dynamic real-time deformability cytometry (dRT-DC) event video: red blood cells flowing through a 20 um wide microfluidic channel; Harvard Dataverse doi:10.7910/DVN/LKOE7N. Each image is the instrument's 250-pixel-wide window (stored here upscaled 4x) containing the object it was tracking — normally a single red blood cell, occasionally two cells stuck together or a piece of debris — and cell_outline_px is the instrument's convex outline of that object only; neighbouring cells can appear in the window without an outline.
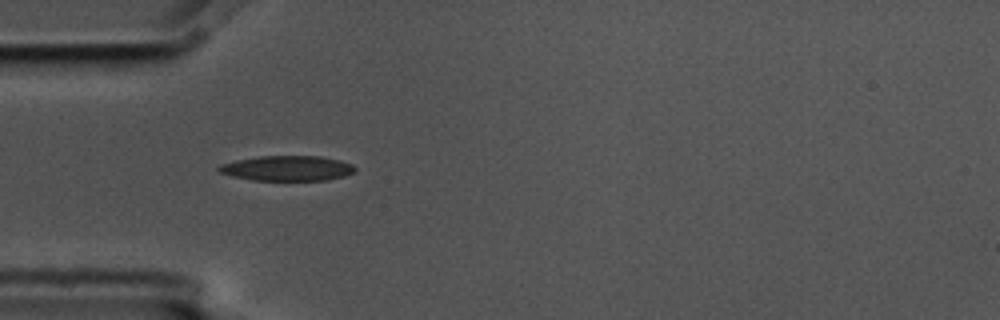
{"species": "common noctule bat (a hibernating species)", "species_latin": "Nyctalus noctula", "temperature_condition": "cold", "stored_images_in_passage": 5, "camera_frame_rate_fps": 3000, "um_per_image_px": 0.085, "animal": {"sex": "male", "body_mass_g": 17.5, "forearm_length_mm": 52.3}, "frame": {"image": 1, "passage_image": 4, "time_ms": 1.0, "image_size_px": [1000, 320], "cell_outline_px": [[356, 168], [352, 172], [344, 176], [324, 180], [252, 180], [232, 176], [220, 172], [216, 168], [220, 164], [236, 160], [260, 156], [320, 156], [340, 160], [352, 164]], "centroid_in_image_um": [24.39, 14.3], "position_along_channel_um": 60.6, "area_um2": 19.83}}